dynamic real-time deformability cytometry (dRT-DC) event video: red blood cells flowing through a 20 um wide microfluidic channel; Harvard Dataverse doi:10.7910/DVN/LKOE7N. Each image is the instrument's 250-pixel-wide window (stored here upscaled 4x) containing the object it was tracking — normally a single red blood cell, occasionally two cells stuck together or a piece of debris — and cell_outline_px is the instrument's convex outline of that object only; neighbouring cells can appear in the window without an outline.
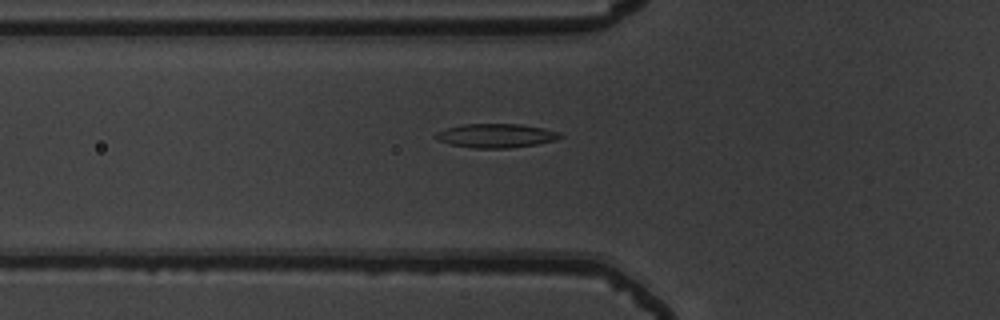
{"species": "common noctule bat (a hibernating species)", "species_latin": "Nyctalus noctula", "temperature_condition": "warm", "stored_images_in_passage": 40, "camera_frame_rate_fps": 3000, "um_per_image_px": 0.085, "animal": {"sex": "male", "body_mass_g": 19.5, "forearm_length_mm": 54.6}, "frame": {"image": 1, "passage_image": 6, "time_ms": 1.667, "image_size_px": [1000, 320], "cell_outline_px": [[564, 136], [556, 140], [536, 144], [508, 148], [476, 148], [452, 144], [436, 140], [436, 132], [448, 128], [464, 124], [520, 124], [544, 128], [560, 132]], "centroid_in_image_um": [42.21, 11.53], "position_along_channel_um": 83.6, "area_um2": 17.22}}
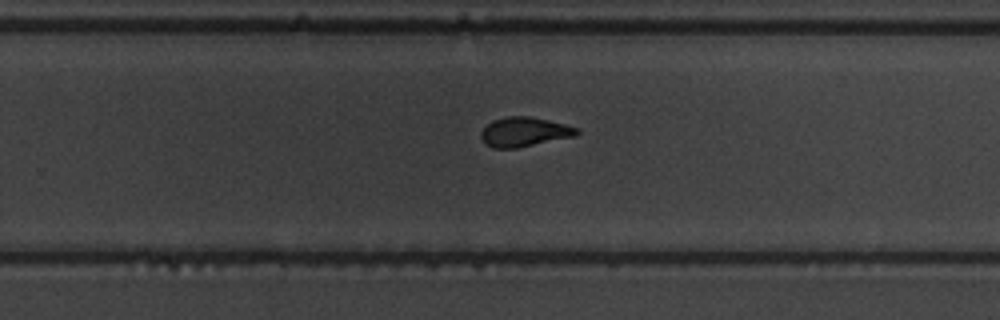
{"frame": {"image": 2, "passage_image": 22, "time_ms": 7.0, "image_size_px": [1000, 320], "cell_outline_px": [[580, 132], [576, 136], [516, 148], [492, 148], [484, 144], [480, 136], [480, 132], [492, 120], [508, 116], [528, 116], [548, 120], [580, 128]], "centroid_in_image_um": [44.56, 11.21], "position_along_channel_um": 285.2, "area_um2": 16.53}}
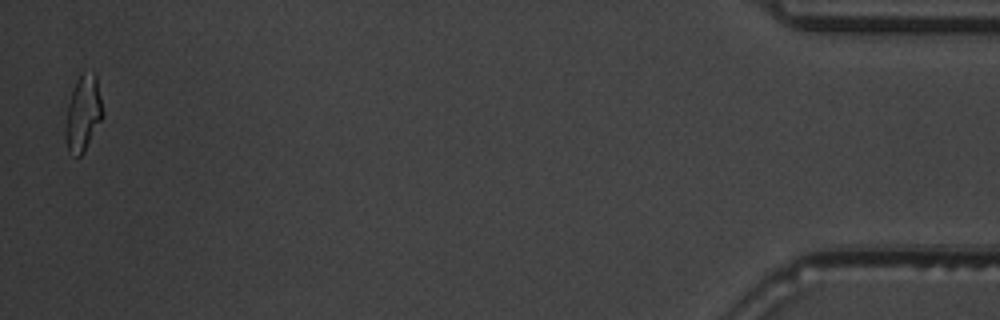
{"frame": {"image": 3, "passage_image": 40, "time_ms": 13.0, "image_size_px": [1000, 320], "cell_outline_px": [[104, 116], [84, 152], [80, 156], [76, 156], [68, 152], [64, 136], [64, 128], [68, 104], [76, 80], [84, 72], [96, 72], [104, 112]], "centroid_in_image_um": [7.07, 9.65], "position_along_channel_um": 428.1, "area_um2": 16.76}, "authors_computed_cell_mechanics": {"area_um2": 16.6464, "velocity_mm_per_s": 3.777, "shape_relaxation_time_tau1_ms": 4.6408, "shape_relaxation_time_tau2_ms": 1.3746, "deformation_change_tau1": 0.1813, "deformation_change_tau2": 0.084}}